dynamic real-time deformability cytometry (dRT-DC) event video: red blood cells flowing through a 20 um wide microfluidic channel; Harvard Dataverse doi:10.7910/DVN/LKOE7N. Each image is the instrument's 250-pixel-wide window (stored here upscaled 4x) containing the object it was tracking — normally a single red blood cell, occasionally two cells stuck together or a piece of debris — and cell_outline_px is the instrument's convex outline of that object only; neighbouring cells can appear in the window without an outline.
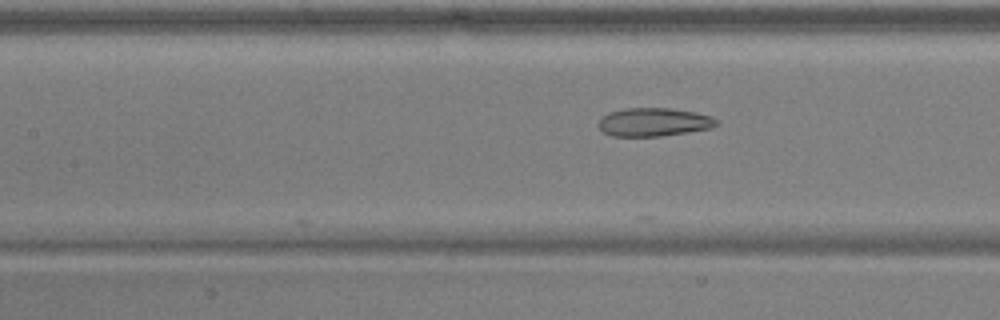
{"species": "common noctule bat (a hibernating species)", "species_latin": "Nyctalus noctula", "temperature_condition": "warm", "stored_images_in_passage": 30, "camera_frame_rate_fps": 3000, "um_per_image_px": 0.085, "animal": {"sex": "male", "body_mass_g": 17.9, "forearm_length_mm": 54.2}, "frame": {"image": 1, "passage_image": 12, "time_ms": 3.667, "image_size_px": [1000, 320], "cell_outline_px": [[720, 124], [712, 128], [660, 136], [612, 136], [604, 132], [596, 124], [608, 112], [628, 108], [672, 108], [696, 112], [712, 116], [720, 120]], "centroid_in_image_um": [55.63, 10.37], "position_along_channel_um": 151.8, "area_um2": 19.65}}
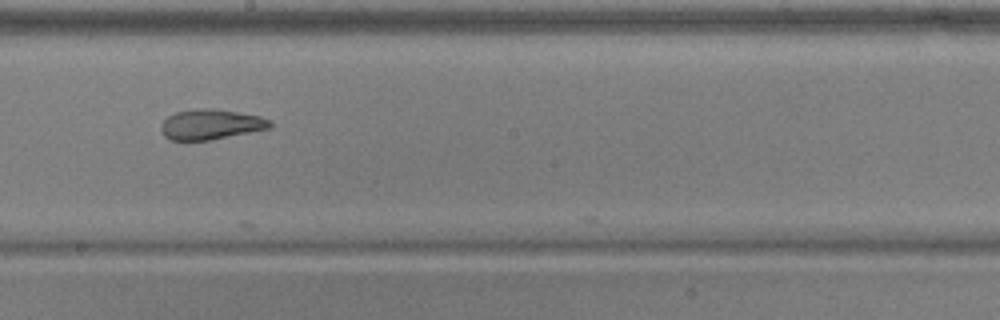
{"frame": {"image": 2, "passage_image": 18, "time_ms": 5.667, "image_size_px": [1000, 320], "cell_outline_px": [[272, 128], [212, 140], [172, 140], [164, 136], [160, 128], [164, 120], [168, 116], [176, 112], [200, 108], [212, 108], [260, 116], [268, 120], [272, 124]], "centroid_in_image_um": [17.92, 10.58], "position_along_channel_um": 230.3, "area_um2": 19.13}}
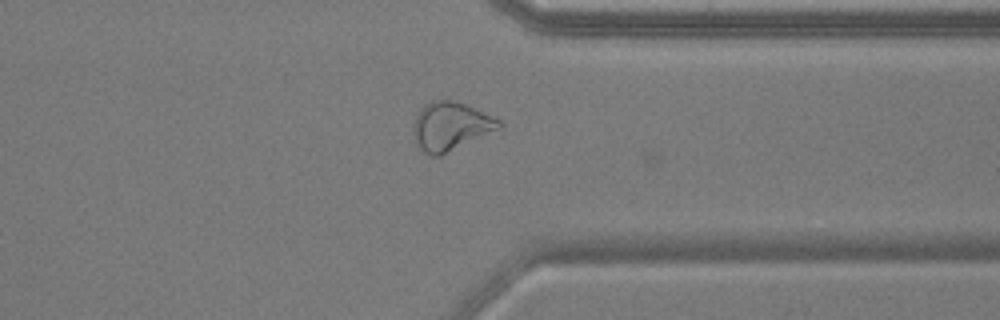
{"frame": {"image": 3, "passage_image": 29, "time_ms": 9.333, "image_size_px": [1000, 320], "cell_outline_px": [[504, 128], [440, 156], [432, 156], [424, 152], [416, 144], [412, 128], [416, 116], [420, 108], [424, 104], [432, 100], [452, 100], [464, 104], [500, 120], [504, 124]], "centroid_in_image_um": [38.32, 10.75], "position_along_channel_um": 373.1, "area_um2": 24.39}}